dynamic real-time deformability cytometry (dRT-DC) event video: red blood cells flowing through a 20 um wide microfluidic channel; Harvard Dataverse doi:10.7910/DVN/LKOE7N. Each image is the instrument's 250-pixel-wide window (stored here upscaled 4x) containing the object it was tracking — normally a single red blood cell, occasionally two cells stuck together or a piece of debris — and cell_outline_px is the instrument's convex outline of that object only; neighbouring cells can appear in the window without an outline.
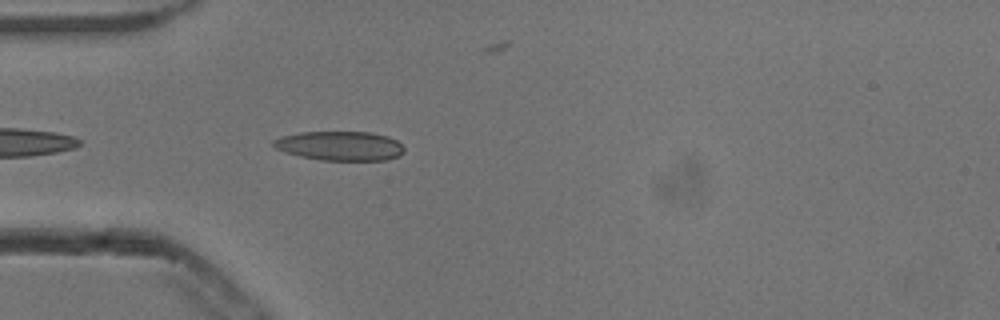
{"species": "common noctule bat (a hibernating species)", "species_latin": "Nyctalus noctula", "temperature_condition": "cold", "stored_images_in_passage": 21, "camera_frame_rate_fps": 3000, "um_per_image_px": 0.085, "animal": {"sex": "male", "body_mass_g": 13.3}, "frame": {"image": 1, "passage_image": 3, "time_ms": 0.667, "image_size_px": [1000, 320], "cell_outline_px": [[404, 152], [400, 156], [384, 160], [320, 160], [300, 156], [276, 148], [272, 144], [272, 140], [280, 136], [300, 132], [368, 132], [388, 136], [396, 140], [404, 148]], "centroid_in_image_um": [28.9, 12.39], "position_along_channel_um": 56.1, "area_um2": 22.25}}
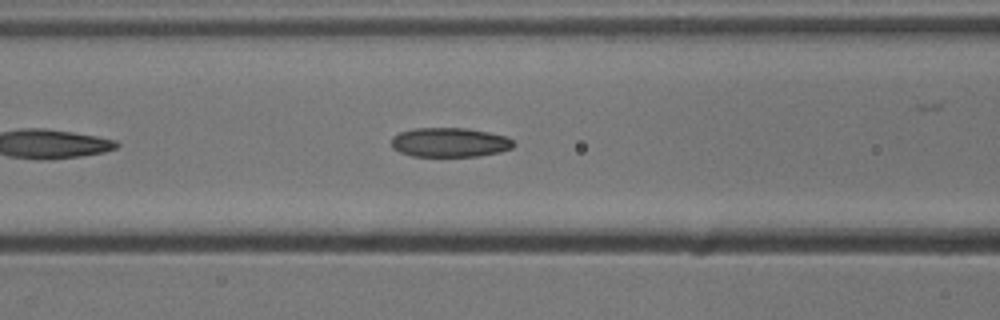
{"frame": {"image": 2, "passage_image": 9, "time_ms": 2.667, "image_size_px": [1000, 320], "cell_outline_px": [[516, 144], [512, 148], [500, 152], [480, 156], [412, 156], [400, 152], [392, 148], [392, 136], [400, 132], [416, 128], [468, 128], [488, 132], [504, 136], [512, 140]], "centroid_in_image_um": [38.23, 12.1], "position_along_channel_um": 128.4, "area_um2": 20.92}}
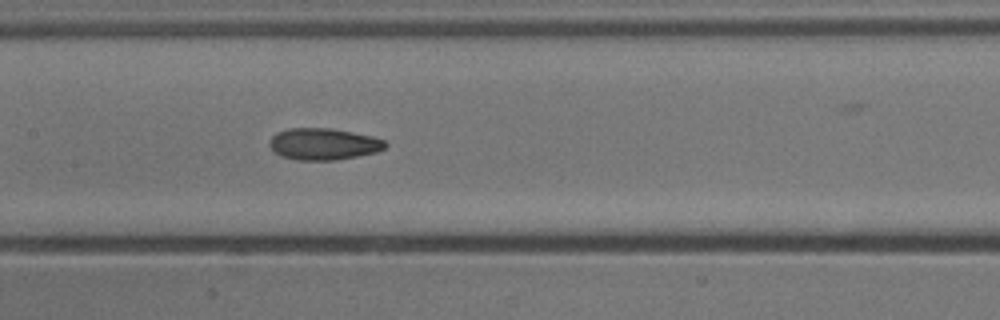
{"frame": {"image": 3, "passage_image": 13, "time_ms": 4.0, "image_size_px": [1000, 320], "cell_outline_px": [[388, 144], [384, 148], [376, 152], [336, 160], [296, 160], [284, 156], [276, 152], [268, 144], [272, 136], [276, 132], [288, 128], [328, 128], [352, 132], [372, 136], [384, 140]], "centroid_in_image_um": [27.49, 12.23], "position_along_channel_um": 179.9, "area_um2": 21.21}}